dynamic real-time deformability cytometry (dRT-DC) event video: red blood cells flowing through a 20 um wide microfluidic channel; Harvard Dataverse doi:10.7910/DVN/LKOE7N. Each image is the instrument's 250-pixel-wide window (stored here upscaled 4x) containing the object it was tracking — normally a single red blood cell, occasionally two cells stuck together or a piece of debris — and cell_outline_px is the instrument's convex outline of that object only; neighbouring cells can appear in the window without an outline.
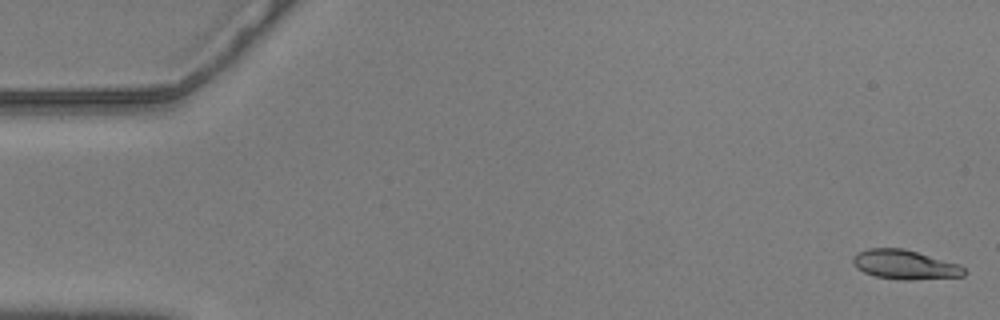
{"species": "common noctule bat (a hibernating species)", "species_latin": "Nyctalus noctula", "temperature_condition": "warm", "stored_images_in_passage": 8, "camera_frame_rate_fps": 3000, "um_per_image_px": 0.085, "animal": {"sex": "male", "body_mass_g": 20.5, "forearm_length_mm": 52.5}, "frame": {"image": 1, "passage_image": 1, "time_ms": 0.0, "image_size_px": [1000, 320], "cell_outline_px": [[968, 272], [964, 276], [912, 280], [900, 280], [876, 276], [864, 272], [856, 268], [852, 260], [852, 256], [868, 248], [904, 248], [960, 264]], "centroid_in_image_um": [76.94, 22.5], "position_along_channel_um": 8.1, "area_um2": 19.13}}